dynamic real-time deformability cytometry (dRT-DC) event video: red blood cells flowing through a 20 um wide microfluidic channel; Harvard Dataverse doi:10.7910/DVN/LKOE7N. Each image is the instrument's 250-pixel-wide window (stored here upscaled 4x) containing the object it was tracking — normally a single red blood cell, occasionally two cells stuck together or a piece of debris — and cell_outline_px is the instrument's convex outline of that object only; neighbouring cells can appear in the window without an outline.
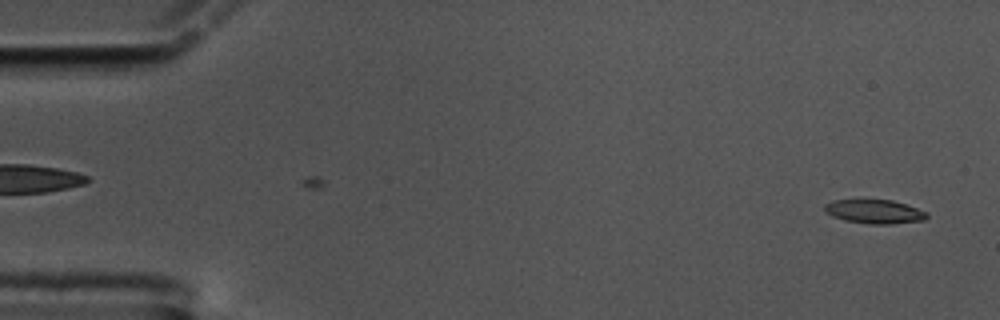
{"species": "common noctule bat (a hibernating species)", "species_latin": "Nyctalus noctula", "temperature_condition": "cold", "stored_images_in_passage": 58, "camera_frame_rate_fps": 3000, "um_per_image_px": 0.085, "animal": {"sex": "male", "body_mass_g": 17.5, "forearm_length_mm": 52.3}, "frame": {"image": 1, "passage_image": 2, "time_ms": 0.333, "image_size_px": [1000, 320], "cell_outline_px": [[928, 216], [924, 220], [892, 224], [868, 224], [844, 220], [832, 216], [824, 212], [824, 204], [832, 200], [892, 200], [928, 212]], "centroid_in_image_um": [74.3, 17.99], "position_along_channel_um": 10.7, "area_um2": 14.28}}
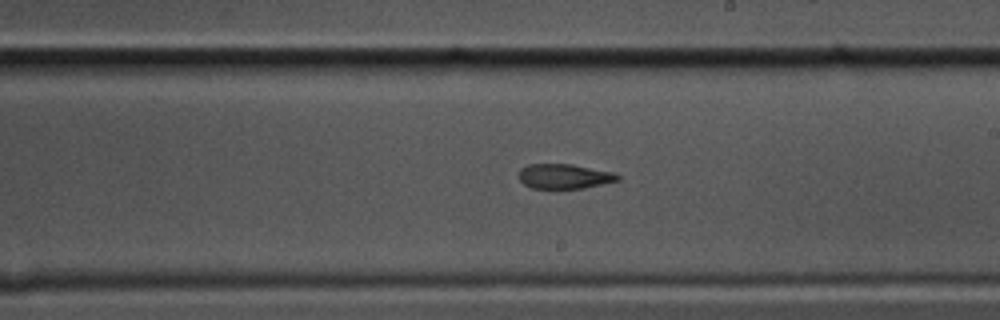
{"frame": {"image": 2, "passage_image": 33, "time_ms": 10.667, "image_size_px": [1000, 320], "cell_outline_px": [[620, 180], [584, 188], [532, 188], [524, 184], [516, 176], [520, 168], [528, 164], [572, 164], [612, 172], [620, 176]], "centroid_in_image_um": [47.92, 14.98], "position_along_channel_um": 241.1, "area_um2": 14.33}}
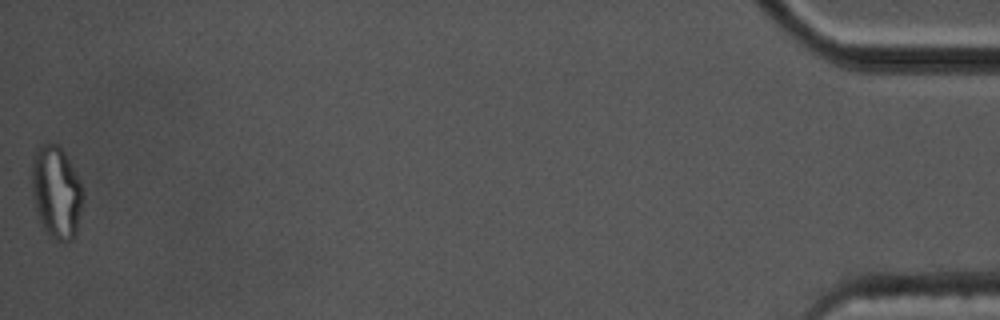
{"frame": {"image": 3, "passage_image": 58, "time_ms": 19.0, "image_size_px": [1000, 320], "cell_outline_px": [[84, 200], [76, 232], [72, 240], [68, 244], [64, 244], [48, 236], [40, 220], [36, 208], [32, 192], [32, 160], [36, 148], [40, 144], [56, 144], [64, 152], [80, 180], [84, 192]], "centroid_in_image_um": [4.81, 16.37], "position_along_channel_um": 430.4, "area_um2": 27.8}, "authors_computed_cell_mechanics": {"area_um2": 15.2303, "velocity_mm_per_s": 3.4376, "shape_relaxation_time_tau1_ms": null, "shape_relaxation_time_tau2_ms": 3.2734, "deformation_change_tau1": null, "deformation_change_tau2": 0.0981}}